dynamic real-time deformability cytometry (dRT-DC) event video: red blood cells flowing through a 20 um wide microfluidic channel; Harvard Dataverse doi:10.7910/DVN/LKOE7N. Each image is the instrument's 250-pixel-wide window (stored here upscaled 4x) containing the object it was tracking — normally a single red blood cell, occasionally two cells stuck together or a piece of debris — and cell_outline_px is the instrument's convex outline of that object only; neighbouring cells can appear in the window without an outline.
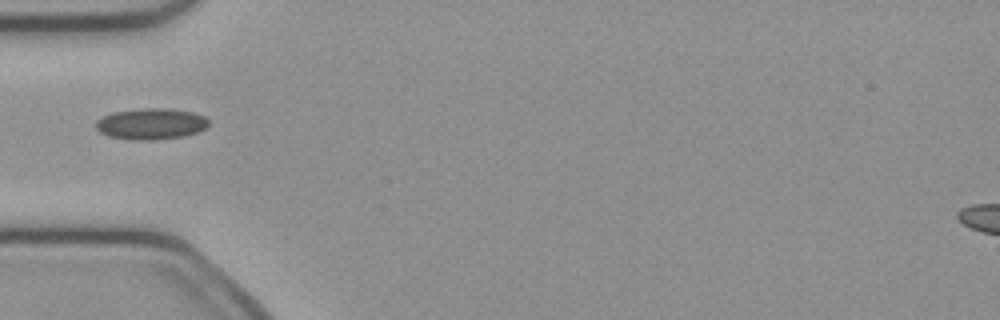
{"species": "common noctule bat (a hibernating species)", "species_latin": "Nyctalus noctula", "temperature_condition": "cold", "stored_images_in_passage": 35, "camera_frame_rate_fps": 3000, "um_per_image_px": 0.085, "animal": {"sex": "female", "body_mass_g": 21.9}, "frame": {"image": 1, "passage_image": 1, "time_ms": 0.0, "image_size_px": [1000, 320], "cell_outline_px": [[208, 128], [200, 132], [184, 136], [156, 140], [132, 140], [108, 136], [100, 132], [96, 128], [96, 120], [112, 112], [140, 108], [168, 108], [192, 112], [204, 116], [208, 120]], "centroid_in_image_um": [12.86, 10.53], "position_along_channel_um": 72.1, "area_um2": 20.75}}
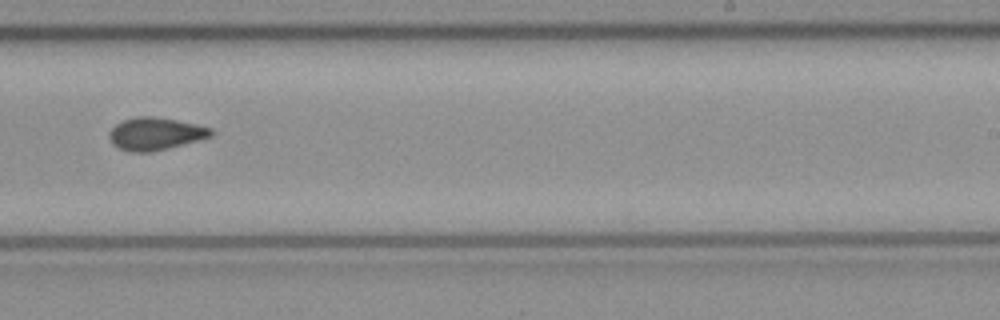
{"frame": {"image": 2, "passage_image": 16, "time_ms": 5.0, "image_size_px": [1000, 320], "cell_outline_px": [[216, 132], [212, 136], [200, 140], [152, 152], [128, 152], [112, 144], [108, 136], [108, 132], [116, 124], [124, 120], [136, 116], [152, 116], [176, 120], [196, 124], [212, 128]], "centroid_in_image_um": [13.22, 11.37], "position_along_channel_um": 275.8, "area_um2": 19.48}}
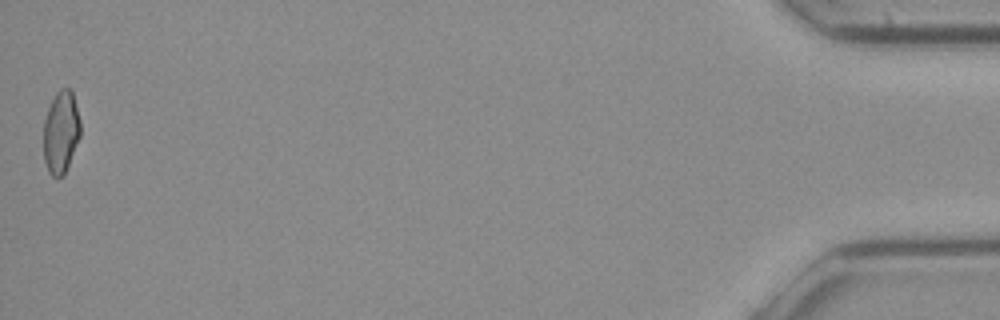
{"frame": {"image": 3, "passage_image": 35, "time_ms": 11.333, "image_size_px": [1000, 320], "cell_outline_px": [[80, 136], [64, 176], [52, 176], [48, 172], [44, 160], [44, 120], [48, 108], [56, 92], [60, 88], [72, 88], [80, 120]], "centroid_in_image_um": [5.18, 11.21], "position_along_channel_um": 430.0, "area_um2": 17.8}}